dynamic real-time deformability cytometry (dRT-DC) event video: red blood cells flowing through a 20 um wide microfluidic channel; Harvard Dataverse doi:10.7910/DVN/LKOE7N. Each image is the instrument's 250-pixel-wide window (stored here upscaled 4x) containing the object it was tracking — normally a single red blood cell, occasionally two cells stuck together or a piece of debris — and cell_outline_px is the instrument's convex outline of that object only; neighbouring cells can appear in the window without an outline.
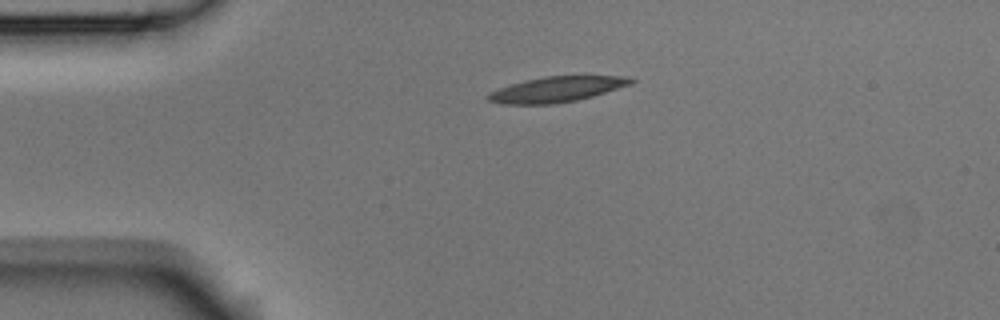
{"species": "Egyptian fruit bat (a non-hibernating species)", "species_latin": "Rousettus aegyptiacus", "temperature_condition": "room temperature", "stored_images_in_passage": 2, "camera_frame_rate_fps": 3000, "um_per_image_px": 0.085, "animal": {"sex": "male"}, "frame": {"image": 1, "passage_image": 1, "time_ms": 0.0, "image_size_px": [1000, 320], "cell_outline_px": [[636, 80], [632, 84], [592, 96], [576, 100], [552, 104], [500, 104], [488, 100], [484, 96], [488, 92], [524, 80], [544, 76], [628, 76]], "centroid_in_image_um": [47.29, 7.59], "position_along_channel_um": 37.7, "area_um2": 21.15}}